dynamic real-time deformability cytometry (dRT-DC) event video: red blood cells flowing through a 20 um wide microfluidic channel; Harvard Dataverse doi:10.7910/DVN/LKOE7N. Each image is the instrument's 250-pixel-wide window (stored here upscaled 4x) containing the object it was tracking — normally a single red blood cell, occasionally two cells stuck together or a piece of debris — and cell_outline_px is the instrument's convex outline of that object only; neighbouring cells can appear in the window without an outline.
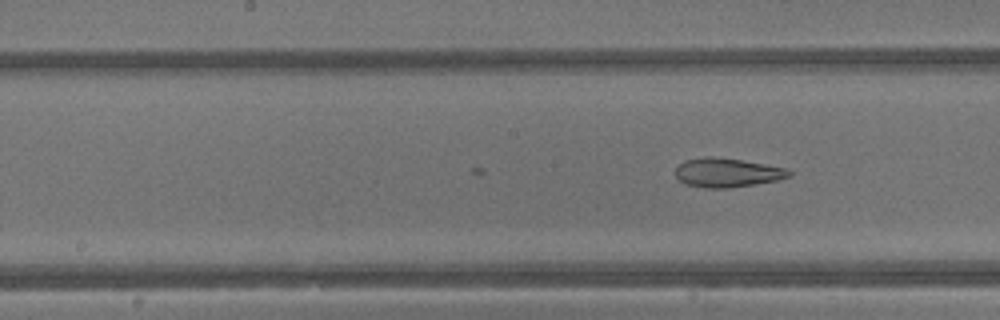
{"species": "common noctule bat (a hibernating species)", "species_latin": "Nyctalus noctula", "temperature_condition": "warm", "stored_images_in_passage": 22, "camera_frame_rate_fps": 3000, "um_per_image_px": 0.085, "animal": {"sex": "male", "body_mass_g": 13.3}, "frame": {"image": 1, "passage_image": 22, "time_ms": 7.0, "image_size_px": [1000, 320], "cell_outline_px": [[792, 176], [776, 180], [728, 188], [704, 188], [684, 184], [676, 176], [676, 168], [684, 160], [704, 156], [712, 156], [740, 160], [788, 168], [792, 172]], "centroid_in_image_um": [61.79, 14.67], "position_along_channel_um": 186.4, "area_um2": 19.19}}